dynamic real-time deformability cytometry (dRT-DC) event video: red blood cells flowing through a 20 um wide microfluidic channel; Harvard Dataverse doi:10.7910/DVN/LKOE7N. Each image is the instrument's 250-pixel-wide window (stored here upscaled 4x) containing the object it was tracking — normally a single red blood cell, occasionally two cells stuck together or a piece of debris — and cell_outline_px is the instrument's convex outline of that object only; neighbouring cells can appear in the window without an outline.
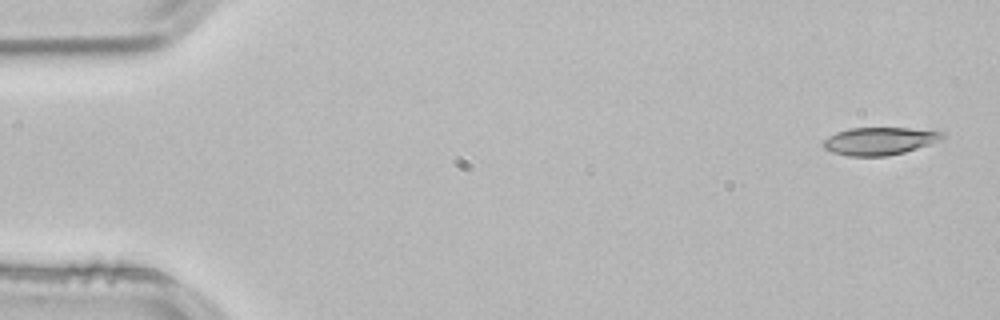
{"species": "common noctule bat (a hibernating species)", "species_latin": "Nyctalus noctula", "temperature_condition": "room temperature", "stored_images_in_passage": 52, "camera_frame_rate_fps": 3000, "um_per_image_px": 0.085, "animal": {"sex": "male", "body_mass_g": 21.5, "forearm_length_mm": 52.0}, "frame": {"image": 1, "passage_image": 1, "time_ms": 0.0, "image_size_px": [1000, 320], "cell_outline_px": [[944, 136], [928, 144], [904, 152], [888, 156], [848, 156], [832, 152], [824, 148], [820, 144], [828, 136], [836, 132], [848, 128], [908, 128], [944, 132]], "centroid_in_image_um": [74.66, 11.99], "position_along_channel_um": 10.3, "area_um2": 19.02}}
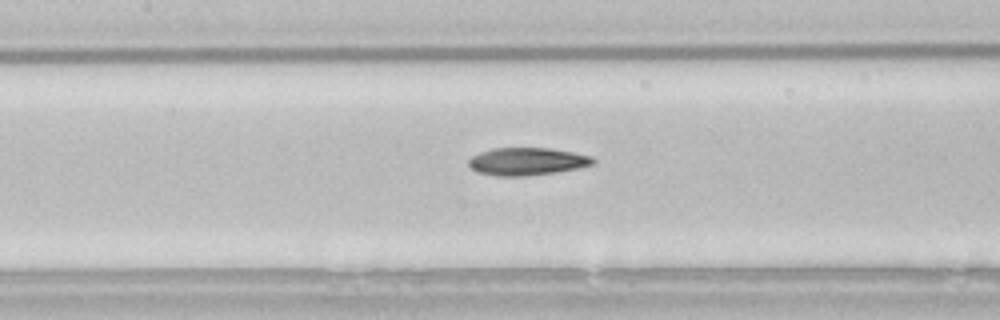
{"frame": {"image": 2, "passage_image": 23, "time_ms": 7.333, "image_size_px": [1000, 320], "cell_outline_px": [[596, 164], [580, 168], [556, 172], [524, 176], [496, 176], [476, 172], [468, 164], [468, 160], [472, 156], [480, 152], [492, 148], [552, 148], [592, 156], [596, 160]], "centroid_in_image_um": [44.82, 13.72], "position_along_channel_um": 162.6, "area_um2": 20.23}}
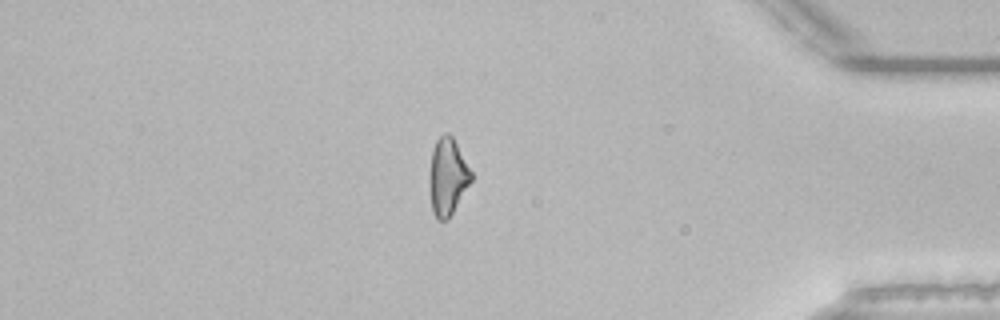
{"frame": {"image": 3, "passage_image": 44, "time_ms": 14.333, "image_size_px": [1000, 320], "cell_outline_px": [[472, 180], [448, 220], [436, 220], [432, 212], [428, 184], [428, 176], [432, 148], [436, 140], [444, 132], [448, 132], [452, 136], [472, 172]], "centroid_in_image_um": [38.01, 15.03], "position_along_channel_um": 397.2, "area_um2": 19.07}, "authors_computed_cell_mechanics": {"area_um2": 19.6231, "velocity_mm_per_s": 3.8495, "shape_relaxation_time_tau1_ms": 6.53, "shape_relaxation_time_tau2_ms": 5.1949, "deformation_change_tau1": 0.178, "deformation_change_tau2": 0.135}}